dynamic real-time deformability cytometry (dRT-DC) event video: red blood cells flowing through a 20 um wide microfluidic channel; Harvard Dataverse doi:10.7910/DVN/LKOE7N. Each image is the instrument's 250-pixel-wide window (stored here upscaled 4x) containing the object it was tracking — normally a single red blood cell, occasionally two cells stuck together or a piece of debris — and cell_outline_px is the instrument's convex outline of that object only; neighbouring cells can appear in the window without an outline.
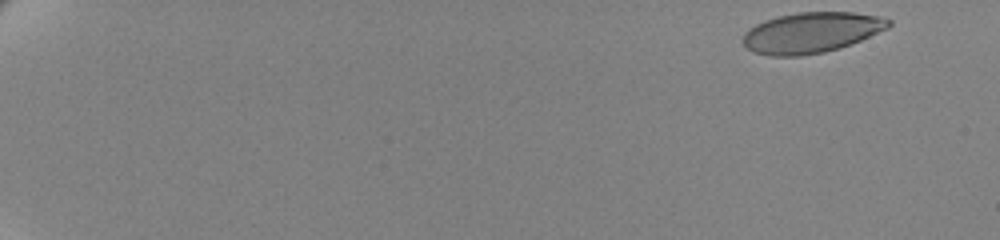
{"species": "human", "species_latin": "Homo sapiens", "temperature_condition": "cold", "stored_images_in_passage": 58, "camera_frame_rate_fps": 3000, "um_per_image_px": 0.085, "donor": {"sex": "female"}, "frame": {"image": 1, "passage_image": 1, "time_ms": 0.0, "image_size_px": [1000, 240], "cell_outline_px": [[892, 24], [888, 28], [860, 40], [840, 48], [824, 52], [800, 56], [772, 56], [752, 52], [740, 40], [744, 32], [756, 24], [780, 16], [800, 12], [852, 12], [880, 16], [892, 20]], "centroid_in_image_um": [68.97, 2.77], "position_along_channel_um": 16.0, "area_um2": 34.39}}
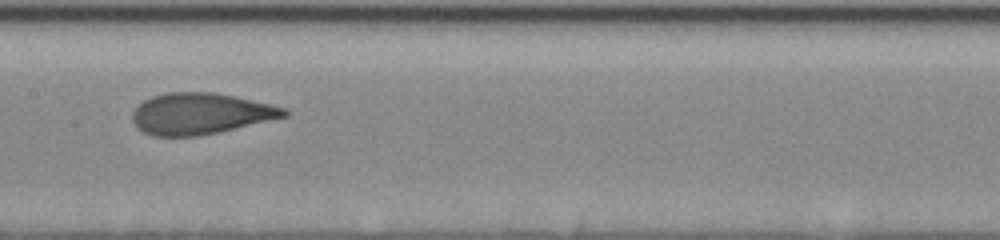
{"frame": {"image": 2, "passage_image": 32, "time_ms": 10.333, "image_size_px": [1000, 240], "cell_outline_px": [[288, 116], [200, 136], [152, 136], [136, 128], [132, 120], [132, 112], [144, 100], [152, 96], [168, 92], [212, 92], [236, 96], [284, 108], [288, 112]], "centroid_in_image_um": [17.0, 9.66], "position_along_channel_um": 190.4, "area_um2": 36.3}}
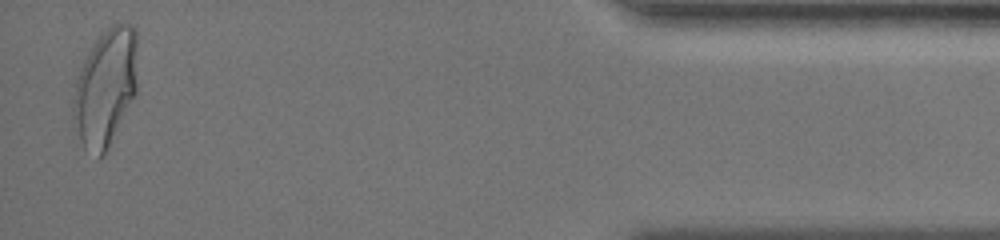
{"frame": {"image": 3, "passage_image": 57, "time_ms": 18.667, "image_size_px": [1000, 240], "cell_outline_px": [[136, 92], [104, 156], [96, 160], [84, 148], [72, 124], [72, 104], [76, 80], [96, 40], [112, 24], [132, 24], [136, 32]], "centroid_in_image_um": [8.94, 7.53], "position_along_channel_um": 426.3, "area_um2": 43.64}, "authors_computed_cell_mechanics": {"area_um2": 36.2695, "velocity_mm_per_s": 3.4685, "shape_relaxation_time_tau1_ms": 4.9002, "shape_relaxation_time_tau2_ms": 0.8681, "deformation_change_tau1": 0.1832, "deformation_change_tau2": 0.0576}}